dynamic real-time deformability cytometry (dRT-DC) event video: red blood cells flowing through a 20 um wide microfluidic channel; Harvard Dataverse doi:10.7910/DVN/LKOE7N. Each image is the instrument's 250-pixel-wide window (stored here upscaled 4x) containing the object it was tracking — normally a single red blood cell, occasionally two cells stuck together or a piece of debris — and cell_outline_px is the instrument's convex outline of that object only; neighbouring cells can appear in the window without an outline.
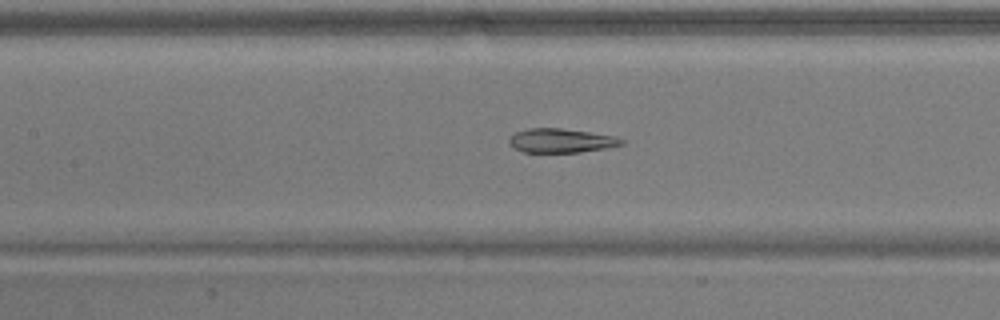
{"species": "common noctule bat (a hibernating species)", "species_latin": "Nyctalus noctula", "temperature_condition": "warm", "stored_images_in_passage": 38, "camera_frame_rate_fps": 3000, "um_per_image_px": 0.085, "animal": {"sex": "male", "body_mass_g": 17.9}, "frame": {"image": 1, "passage_image": 10, "time_ms": 3.0, "image_size_px": [1000, 320], "cell_outline_px": [[624, 144], [604, 148], [580, 152], [524, 152], [512, 148], [508, 144], [508, 140], [516, 132], [528, 128], [560, 128], [616, 136], [624, 140]], "centroid_in_image_um": [47.66, 11.95], "position_along_channel_um": 159.7, "area_um2": 15.72}}
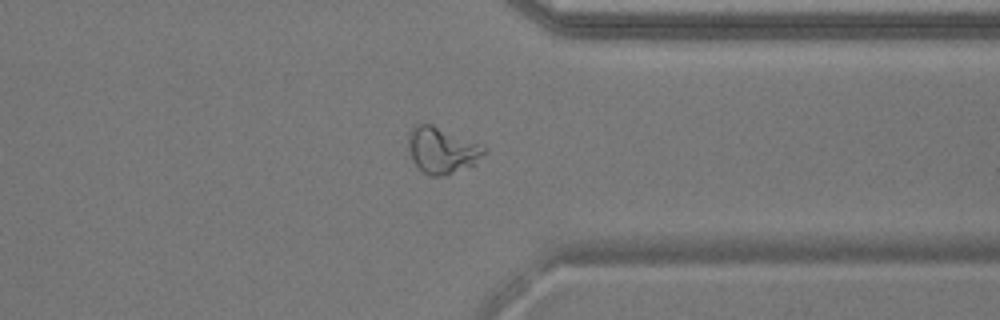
{"frame": {"image": 2, "passage_image": 27, "time_ms": 8.667, "image_size_px": [1000, 320], "cell_outline_px": [[484, 152], [476, 164], [440, 176], [428, 176], [416, 164], [408, 148], [408, 132], [416, 124], [432, 124], [476, 144], [484, 148]], "centroid_in_image_um": [37.5, 12.77], "position_along_channel_um": 373.9, "area_um2": 19.59}}
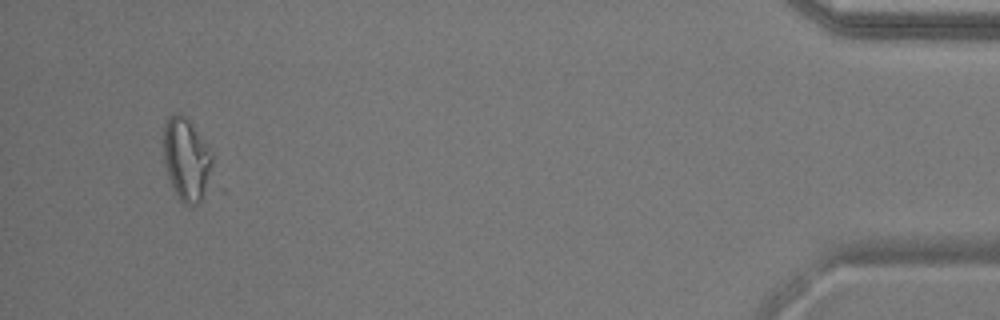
{"frame": {"image": 3, "passage_image": 36, "time_ms": 11.667, "image_size_px": [1000, 320], "cell_outline_px": [[212, 188], [200, 204], [192, 208], [184, 204], [176, 196], [168, 176], [164, 160], [164, 124], [168, 116], [176, 112], [180, 112], [188, 120], [212, 152]], "centroid_in_image_um": [15.9, 13.66], "position_along_channel_um": 419.3, "area_um2": 24.39}}